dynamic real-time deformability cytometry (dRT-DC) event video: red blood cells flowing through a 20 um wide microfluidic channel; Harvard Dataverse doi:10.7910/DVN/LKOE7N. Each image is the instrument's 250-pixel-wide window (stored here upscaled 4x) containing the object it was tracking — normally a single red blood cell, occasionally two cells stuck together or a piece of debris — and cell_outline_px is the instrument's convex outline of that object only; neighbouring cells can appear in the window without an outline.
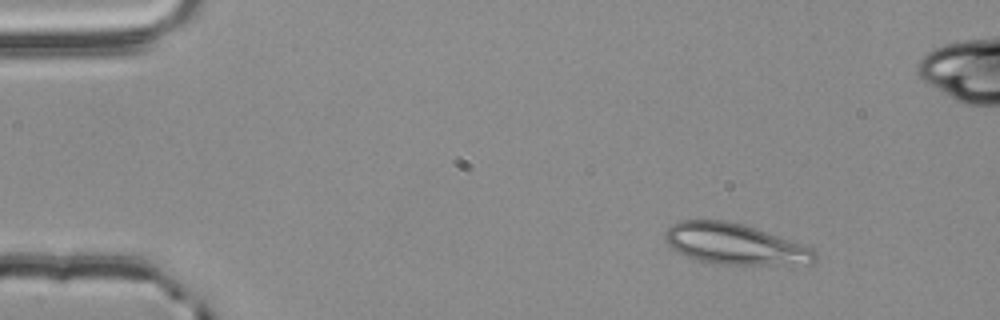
{"species": "common noctule bat (a hibernating species)", "species_latin": "Nyctalus noctula", "temperature_condition": "room temperature", "stored_images_in_passage": 50, "camera_frame_rate_fps": 3000, "um_per_image_px": 0.085, "animal": {"sex": "male", "body_mass_g": 20.4}, "frame": {"image": 1, "passage_image": 1, "time_ms": 0.0, "image_size_px": [1000, 320], "cell_outline_px": [[816, 260], [812, 264], [720, 264], [692, 260], [676, 252], [668, 244], [664, 236], [664, 232], [672, 224], [680, 220], [724, 220], [744, 224], [756, 228], [812, 248], [816, 252]], "centroid_in_image_um": [62.41, 20.75], "position_along_channel_um": 22.6, "area_um2": 35.78}}
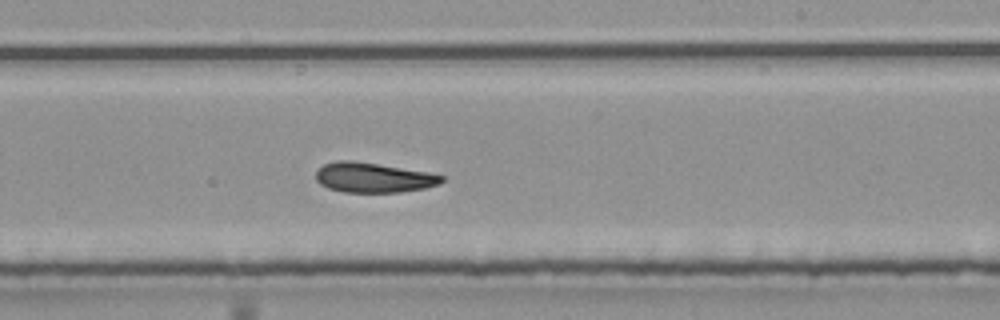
{"frame": {"image": 2, "passage_image": 27, "time_ms": 8.667, "image_size_px": [1000, 320], "cell_outline_px": [[444, 180], [440, 184], [424, 188], [400, 192], [344, 192], [328, 188], [320, 184], [316, 180], [316, 168], [324, 164], [340, 160], [348, 160], [376, 164], [428, 172], [444, 176]], "centroid_in_image_um": [31.71, 15.1], "position_along_channel_um": 257.3, "area_um2": 21.79}}
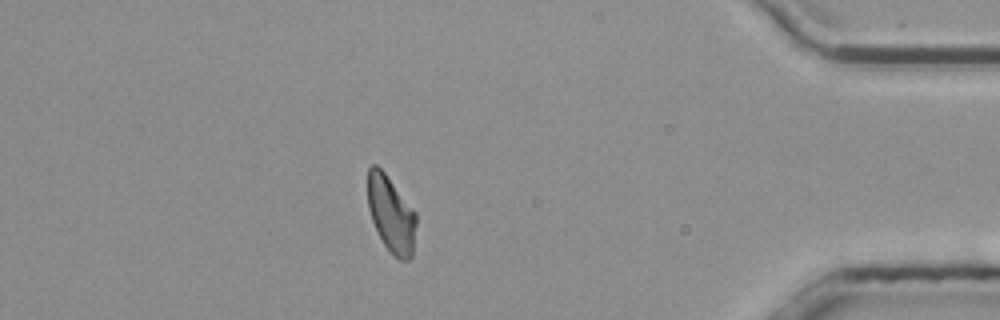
{"frame": {"image": 3, "passage_image": 42, "time_ms": 13.667, "image_size_px": [1000, 320], "cell_outline_px": [[416, 224], [412, 256], [408, 260], [400, 260], [384, 244], [372, 220], [368, 208], [368, 168], [372, 164], [376, 164], [384, 172], [416, 212]], "centroid_in_image_um": [33.24, 18.19], "position_along_channel_um": 402.0, "area_um2": 21.21}, "authors_computed_cell_mechanics": {"area_um2": 22.3975, "velocity_mm_per_s": 3.7675, "shape_relaxation_time_tau1_ms": 3.5931, "shape_relaxation_time_tau2_ms": 3.2566, "deformation_change_tau1": 0.1306, "deformation_change_tau2": 0.1066}}